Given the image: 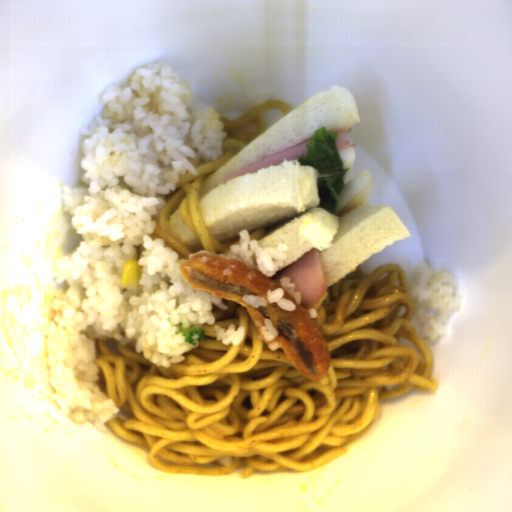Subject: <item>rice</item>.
<instances>
[{
    "instance_id": "rice-1",
    "label": "rice",
    "mask_w": 512,
    "mask_h": 512,
    "mask_svg": "<svg viewBox=\"0 0 512 512\" xmlns=\"http://www.w3.org/2000/svg\"><path fill=\"white\" fill-rule=\"evenodd\" d=\"M193 98L164 61L135 68L126 85H107L101 117L79 130L89 136L80 142L79 185H61L63 207L35 250L0 252L2 382L11 414L35 435L67 436L86 420L106 433L121 413L95 383L94 339L114 337L166 369L200 346L175 334L179 323L213 326V305L229 307L182 275L179 266L195 254L238 260L269 278L285 267L289 246L260 247L247 228L226 254L181 259L150 236L179 175L199 176L198 166L224 155L221 113ZM131 259L141 283L121 287Z\"/></svg>"
},
{
    "instance_id": "rice-2",
    "label": "rice",
    "mask_w": 512,
    "mask_h": 512,
    "mask_svg": "<svg viewBox=\"0 0 512 512\" xmlns=\"http://www.w3.org/2000/svg\"><path fill=\"white\" fill-rule=\"evenodd\" d=\"M411 273L416 282L410 287L409 294L414 303L419 334L435 344L444 335L450 315L464 306L463 299L454 295L457 290L452 283L455 274L448 269L432 270L424 258Z\"/></svg>"
},
{
    "instance_id": "rice-3",
    "label": "rice",
    "mask_w": 512,
    "mask_h": 512,
    "mask_svg": "<svg viewBox=\"0 0 512 512\" xmlns=\"http://www.w3.org/2000/svg\"><path fill=\"white\" fill-rule=\"evenodd\" d=\"M242 301L254 308L266 307L268 304H276L285 311H294L296 309L293 301L284 298V291L282 288L266 291V296H255L245 294L242 296Z\"/></svg>"
},
{
    "instance_id": "rice-4",
    "label": "rice",
    "mask_w": 512,
    "mask_h": 512,
    "mask_svg": "<svg viewBox=\"0 0 512 512\" xmlns=\"http://www.w3.org/2000/svg\"><path fill=\"white\" fill-rule=\"evenodd\" d=\"M216 331V341H222L225 346L232 344L234 347L240 345L246 333L245 326H239L237 329L232 323L229 324L227 330L223 327L213 325Z\"/></svg>"
},
{
    "instance_id": "rice-5",
    "label": "rice",
    "mask_w": 512,
    "mask_h": 512,
    "mask_svg": "<svg viewBox=\"0 0 512 512\" xmlns=\"http://www.w3.org/2000/svg\"><path fill=\"white\" fill-rule=\"evenodd\" d=\"M279 285L294 299L298 305H302V294L300 291L295 292L296 284L291 282V277H280Z\"/></svg>"
},
{
    "instance_id": "rice-6",
    "label": "rice",
    "mask_w": 512,
    "mask_h": 512,
    "mask_svg": "<svg viewBox=\"0 0 512 512\" xmlns=\"http://www.w3.org/2000/svg\"><path fill=\"white\" fill-rule=\"evenodd\" d=\"M259 332L263 335L265 341L274 340L278 335V330L274 327L271 319L263 320V326H261Z\"/></svg>"
}]
</instances>
